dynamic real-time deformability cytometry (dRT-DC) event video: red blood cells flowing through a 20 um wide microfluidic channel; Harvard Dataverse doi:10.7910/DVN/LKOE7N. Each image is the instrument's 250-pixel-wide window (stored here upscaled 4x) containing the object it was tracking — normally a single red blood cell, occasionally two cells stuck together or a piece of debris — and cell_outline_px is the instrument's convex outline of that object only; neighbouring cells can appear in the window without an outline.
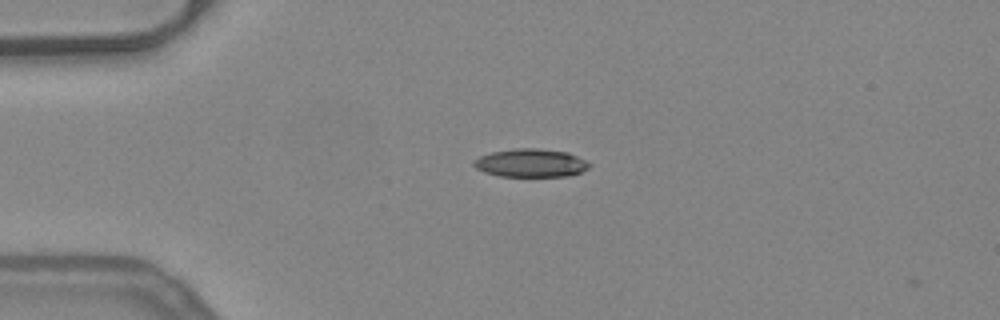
{"species": "common noctule bat (a hibernating species)", "species_latin": "Nyctalus noctula", "temperature_condition": "warm", "stored_images_in_passage": 6, "camera_frame_rate_fps": 3000, "um_per_image_px": 0.085, "animal": {"sex": "female", "body_mass_g": 24.6, "forearm_length_mm": 56.2}, "frame": {"image": 1, "passage_image": 2, "time_ms": 0.333, "image_size_px": [1000, 320], "cell_outline_px": [[592, 164], [588, 168], [580, 172], [568, 176], [500, 176], [484, 172], [476, 168], [472, 164], [472, 160], [480, 156], [492, 152], [516, 148], [536, 148], [568, 152]], "centroid_in_image_um": [45.09, 13.85], "position_along_channel_um": 39.9, "area_um2": 18.96}}